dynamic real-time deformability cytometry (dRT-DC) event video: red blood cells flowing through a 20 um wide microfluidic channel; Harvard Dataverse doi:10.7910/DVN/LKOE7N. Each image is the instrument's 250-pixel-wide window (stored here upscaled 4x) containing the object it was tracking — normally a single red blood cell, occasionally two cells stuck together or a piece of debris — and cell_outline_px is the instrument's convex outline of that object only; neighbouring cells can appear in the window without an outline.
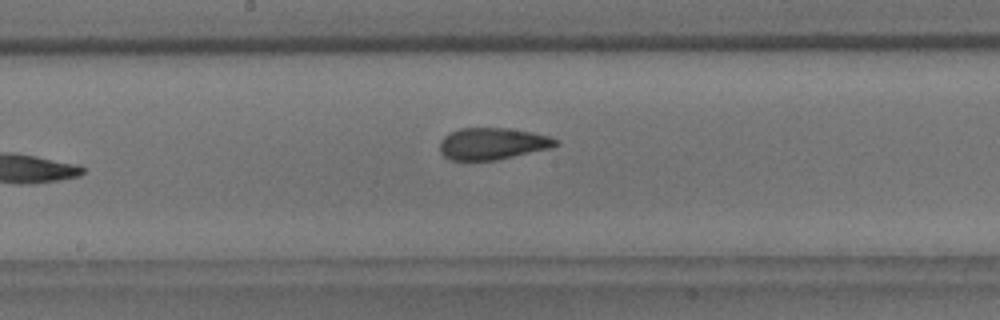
{"species": "common noctule bat (a hibernating species)", "species_latin": "Nyctalus noctula", "temperature_condition": "room temperature", "stored_images_in_passage": 9, "camera_frame_rate_fps": 3000, "um_per_image_px": 0.085, "animal": {"sex": "male", "body_mass_g": 18.8}, "frame": {"image": 1, "passage_image": 9, "time_ms": 10.333, "image_size_px": [1000, 320], "cell_outline_px": [[560, 144], [552, 148], [496, 160], [448, 160], [440, 152], [440, 140], [444, 136], [460, 128], [508, 128], [532, 132], [548, 136], [556, 140]], "centroid_in_image_um": [41.85, 12.22], "position_along_channel_um": 206.3, "area_um2": 21.5}}